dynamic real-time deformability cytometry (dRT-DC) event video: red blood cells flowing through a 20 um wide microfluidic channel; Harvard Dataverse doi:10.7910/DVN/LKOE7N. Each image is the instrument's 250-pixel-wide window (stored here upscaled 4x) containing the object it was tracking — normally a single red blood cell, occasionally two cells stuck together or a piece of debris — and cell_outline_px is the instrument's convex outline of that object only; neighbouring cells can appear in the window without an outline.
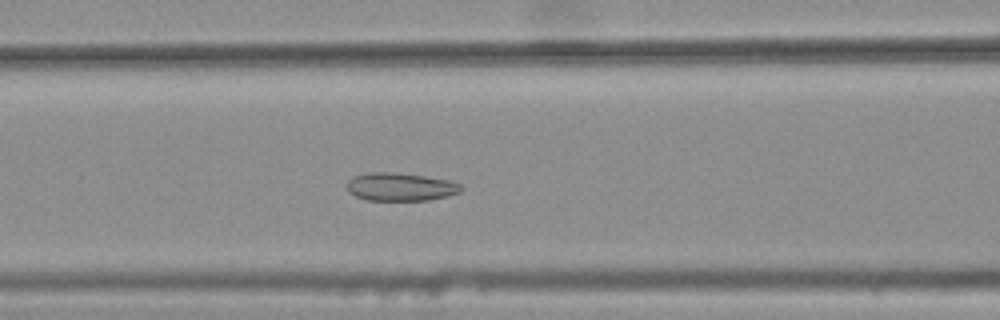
{"species": "common noctule bat (a hibernating species)", "species_latin": "Nyctalus noctula", "temperature_condition": "warm", "stored_images_in_passage": 39, "camera_frame_rate_fps": 3000, "um_per_image_px": 0.085, "animal": {"sex": "female", "body_mass_g": 25.1}, "frame": {"image": 1, "passage_image": 16, "time_ms": 5.0, "image_size_px": [1000, 320], "cell_outline_px": [[464, 188], [460, 192], [448, 196], [428, 200], [368, 200], [356, 196], [348, 192], [348, 180], [352, 176], [368, 172], [392, 172], [424, 176], [448, 180], [460, 184]], "centroid_in_image_um": [34.03, 15.88], "position_along_channel_um": 132.6, "area_um2": 18.67}}
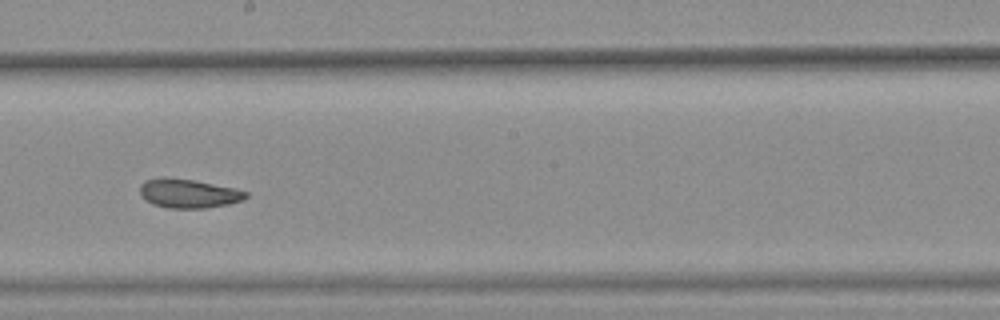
{"frame": {"image": 2, "passage_image": 24, "time_ms": 7.667, "image_size_px": [1000, 320], "cell_outline_px": [[248, 196], [244, 200], [228, 204], [208, 208], [168, 208], [152, 204], [140, 196], [140, 184], [144, 180], [192, 180], [236, 188], [248, 192]], "centroid_in_image_um": [16.08, 16.49], "position_along_channel_um": 232.1, "area_um2": 17.46}}
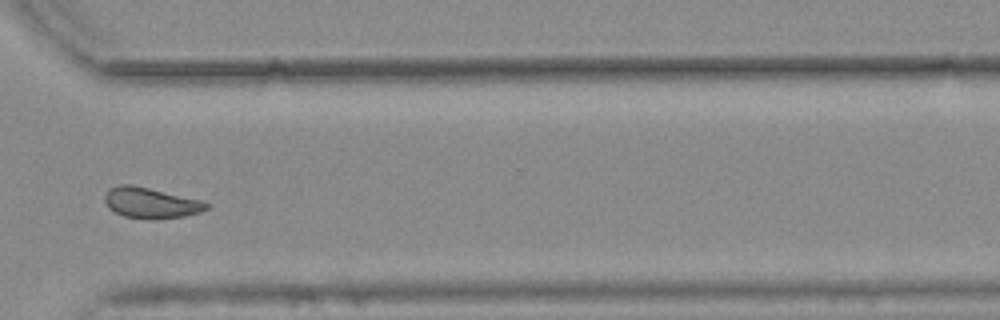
{"frame": {"image": 3, "passage_image": 34, "time_ms": 11.0, "image_size_px": [1000, 320], "cell_outline_px": [[208, 208], [200, 212], [184, 216], [152, 220], [148, 220], [124, 216], [108, 208], [104, 200], [104, 196], [112, 188], [120, 184], [132, 184], [204, 200], [208, 204]], "centroid_in_image_um": [12.84, 17.25], "position_along_channel_um": 357.8, "area_um2": 18.32}, "authors_computed_cell_mechanics": {"area_um2": 18.3226, "velocity_mm_per_s": 3.7487, "shape_relaxation_time_tau1_ms": null, "shape_relaxation_time_tau2_ms": 1.972, "deformation_change_tau1": null, "deformation_change_tau2": 0.0857}}